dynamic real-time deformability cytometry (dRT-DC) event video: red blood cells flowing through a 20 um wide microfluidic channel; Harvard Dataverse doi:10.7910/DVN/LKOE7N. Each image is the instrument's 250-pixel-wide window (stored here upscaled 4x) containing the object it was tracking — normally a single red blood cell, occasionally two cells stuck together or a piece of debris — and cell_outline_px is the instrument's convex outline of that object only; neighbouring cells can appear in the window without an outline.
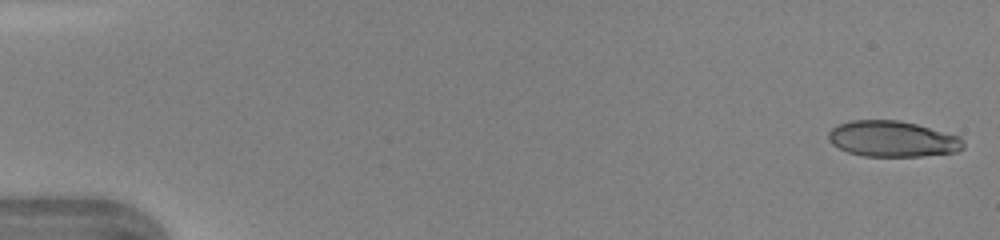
{"species": "human", "species_latin": "Homo sapiens", "temperature_condition": "warm", "stored_images_in_passage": 46, "camera_frame_rate_fps": 3000, "um_per_image_px": 0.085, "donor": {"sex": "female"}, "frame": {"image": 1, "passage_image": 1, "time_ms": 0.0, "image_size_px": [1000, 240], "cell_outline_px": [[964, 148], [956, 152], [924, 156], [864, 156], [848, 152], [832, 144], [828, 140], [828, 132], [832, 128], [840, 124], [852, 120], [900, 120], [916, 124], [960, 136], [964, 144]], "centroid_in_image_um": [75.87, 11.81], "position_along_channel_um": 9.1, "area_um2": 28.21}}
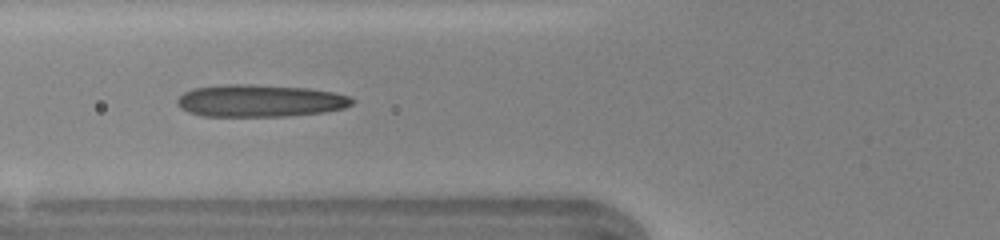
{"frame": {"image": 2, "passage_image": 18, "time_ms": 5.667, "image_size_px": [1000, 240], "cell_outline_px": [[356, 100], [352, 104], [344, 108], [324, 112], [284, 116], [204, 116], [188, 112], [180, 108], [176, 104], [176, 100], [184, 92], [192, 88], [228, 84], [252, 84], [308, 88], [332, 92], [348, 96]], "centroid_in_image_um": [22.07, 8.56], "position_along_channel_um": 103.7, "area_um2": 32.95}}
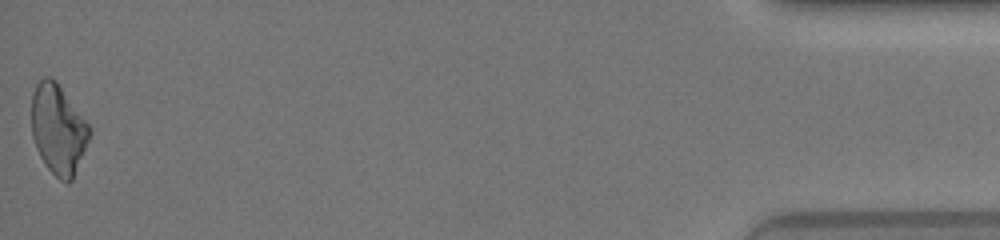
{"frame": {"image": 3, "passage_image": 46, "time_ms": 15.0, "image_size_px": [1000, 240], "cell_outline_px": [[92, 132], [72, 180], [60, 180], [48, 168], [40, 156], [36, 148], [32, 136], [32, 92], [36, 84], [44, 76], [48, 76], [56, 80], [92, 128]], "centroid_in_image_um": [4.95, 10.95], "position_along_channel_um": 430.3, "area_um2": 30.17}, "authors_computed_cell_mechanics": {"area_um2": 30.6629, "velocity_mm_per_s": 4.4163, "shape_relaxation_time_tau1_ms": null, "shape_relaxation_time_tau2_ms": 1.8691, "deformation_change_tau1": null, "deformation_change_tau2": 0.1126}}